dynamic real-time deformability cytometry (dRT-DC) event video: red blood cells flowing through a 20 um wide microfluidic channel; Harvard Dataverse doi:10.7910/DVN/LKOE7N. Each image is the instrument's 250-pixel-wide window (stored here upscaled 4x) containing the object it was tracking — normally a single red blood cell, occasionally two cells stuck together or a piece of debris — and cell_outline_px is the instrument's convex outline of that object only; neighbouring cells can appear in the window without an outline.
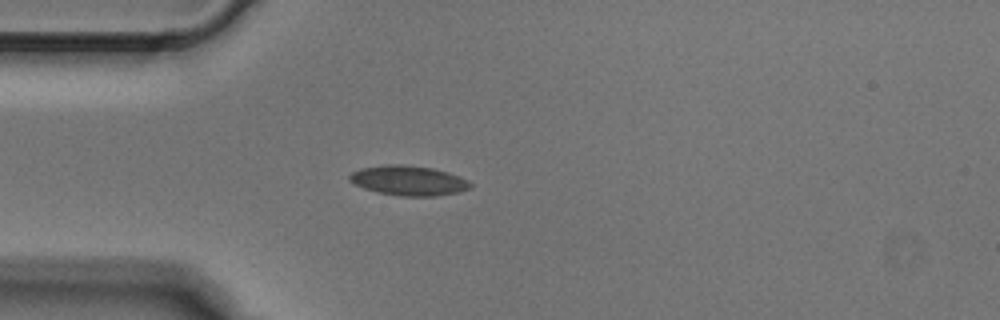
{"species": "Egyptian fruit bat (a non-hibernating species)", "species_latin": "Rousettus aegyptiacus", "temperature_condition": "cold", "stored_images_in_passage": 4, "camera_frame_rate_fps": 3000, "um_per_image_px": 0.085, "animal": {"sex": "male"}, "frame": {"image": 1, "passage_image": 4, "time_ms": 1.0, "image_size_px": [1000, 320], "cell_outline_px": [[472, 188], [460, 192], [436, 196], [400, 196], [376, 192], [352, 184], [348, 180], [348, 176], [352, 172], [360, 168], [388, 164], [404, 164], [432, 168], [448, 172], [460, 176], [468, 180], [472, 184]], "centroid_in_image_um": [34.72, 15.35], "position_along_channel_um": 50.3, "area_um2": 21.33}}